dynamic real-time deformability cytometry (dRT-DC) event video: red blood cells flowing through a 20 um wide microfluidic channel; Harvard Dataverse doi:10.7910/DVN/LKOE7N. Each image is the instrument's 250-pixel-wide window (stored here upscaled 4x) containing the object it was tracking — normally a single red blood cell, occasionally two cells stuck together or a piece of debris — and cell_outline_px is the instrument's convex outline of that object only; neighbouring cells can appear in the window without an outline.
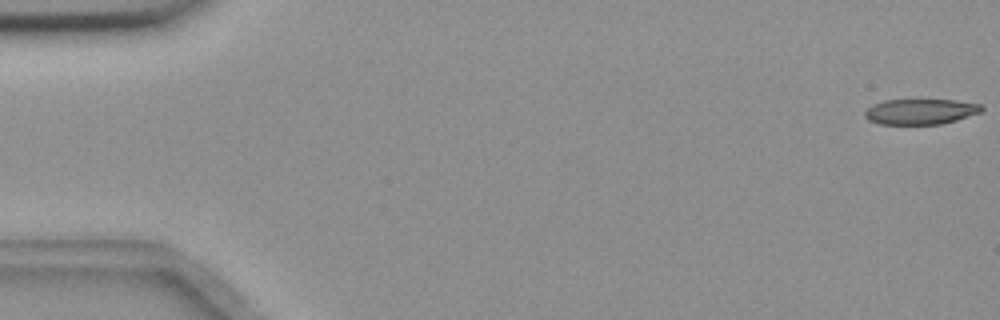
{"species": "common noctule bat (a hibernating species)", "species_latin": "Nyctalus noctula", "temperature_condition": "room temperature", "stored_images_in_passage": 3, "camera_frame_rate_fps": 3000, "um_per_image_px": 0.085, "animal": {"sex": "female", "body_mass_g": 18.4}, "frame": {"image": 1, "passage_image": 1, "time_ms": 0.0, "image_size_px": [1000, 320], "cell_outline_px": [[984, 108], [980, 112], [956, 120], [940, 124], [880, 124], [868, 120], [864, 116], [864, 112], [872, 104], [884, 100], [916, 96], [956, 100], [980, 104]], "centroid_in_image_um": [78.21, 9.42], "position_along_channel_um": 6.8, "area_um2": 18.32}}